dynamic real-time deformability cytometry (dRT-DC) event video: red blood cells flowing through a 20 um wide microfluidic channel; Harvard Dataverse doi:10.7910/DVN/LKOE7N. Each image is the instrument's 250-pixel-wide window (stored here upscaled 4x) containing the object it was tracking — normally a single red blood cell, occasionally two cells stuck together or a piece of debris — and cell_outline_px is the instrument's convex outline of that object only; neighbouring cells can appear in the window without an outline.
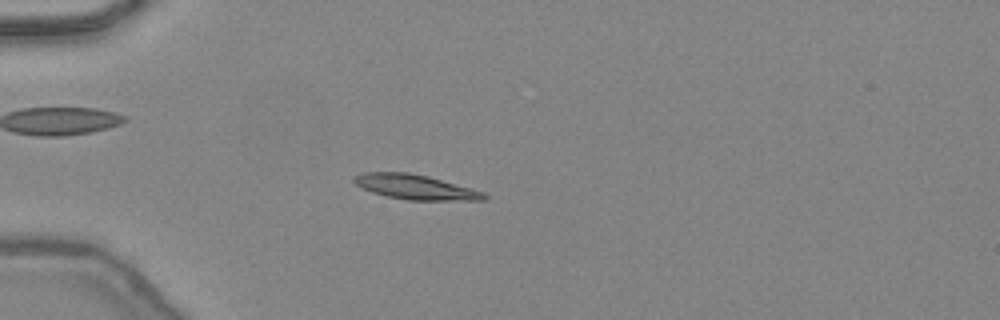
{"species": "common noctule bat (a hibernating species)", "species_latin": "Nyctalus noctula", "temperature_condition": "warm", "stored_images_in_passage": 48, "camera_frame_rate_fps": 3000, "um_per_image_px": 0.085, "animal": {"sex": "female", "body_mass_g": 24.6, "forearm_length_mm": 56.2}, "frame": {"image": 1, "passage_image": 15, "time_ms": 4.667, "image_size_px": [1000, 320], "cell_outline_px": [[488, 196], [484, 200], [408, 200], [388, 196], [372, 192], [356, 184], [352, 180], [352, 176], [364, 172], [408, 172], [428, 176], [472, 188], [484, 192]], "centroid_in_image_um": [35.31, 15.89], "position_along_channel_um": 49.7, "area_um2": 18.73}}
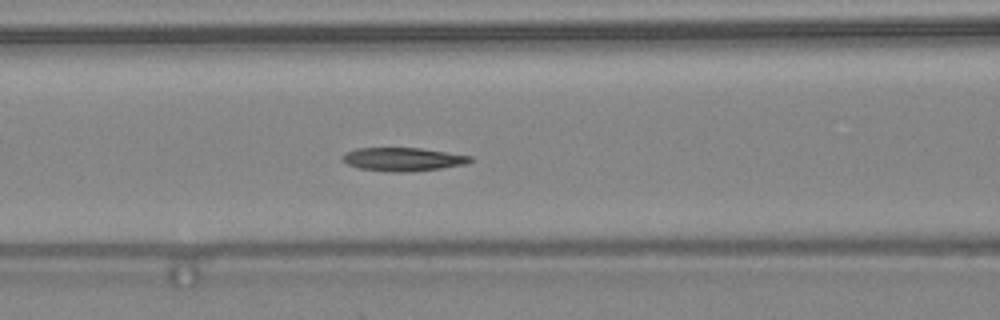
{"frame": {"image": 2, "passage_image": 22, "time_ms": 7.0, "image_size_px": [1000, 320], "cell_outline_px": [[472, 160], [468, 164], [440, 168], [404, 172], [388, 172], [360, 168], [348, 164], [340, 160], [340, 156], [344, 152], [356, 148], [420, 148], [472, 156]], "centroid_in_image_um": [34.2, 13.53], "position_along_channel_um": 132.4, "area_um2": 17.51}}
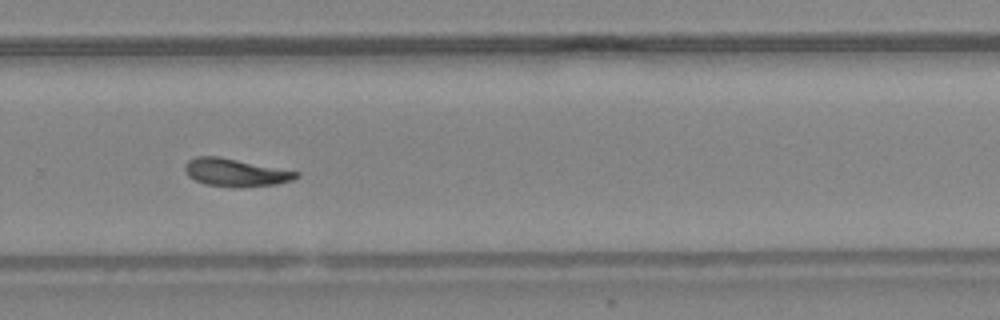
{"frame": {"image": 3, "passage_image": 34, "time_ms": 11.0, "image_size_px": [1000, 320], "cell_outline_px": [[300, 176], [292, 180], [276, 184], [236, 188], [204, 184], [188, 176], [184, 168], [184, 164], [188, 160], [196, 156], [220, 156], [300, 172]], "centroid_in_image_um": [20.01, 14.66], "position_along_channel_um": 309.8, "area_um2": 18.21}, "authors_computed_cell_mechanics": {"area_um2": 17.8313, "velocity_mm_per_s": 4.4579, "shape_relaxation_time_tau1_ms": 6.0836, "shape_relaxation_time_tau2_ms": 7.9326, "deformation_change_tau1": 0.1667, "deformation_change_tau2": 0.1411}}